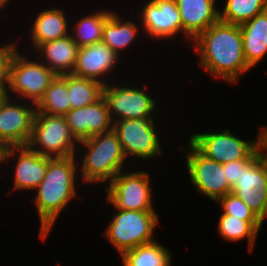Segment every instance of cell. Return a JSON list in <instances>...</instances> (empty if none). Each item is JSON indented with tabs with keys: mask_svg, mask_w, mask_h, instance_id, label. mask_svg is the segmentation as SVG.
<instances>
[{
	"mask_svg": "<svg viewBox=\"0 0 267 266\" xmlns=\"http://www.w3.org/2000/svg\"><path fill=\"white\" fill-rule=\"evenodd\" d=\"M192 42L200 53V65L214 78L237 83L241 74L251 70L245 60L239 25L219 20Z\"/></svg>",
	"mask_w": 267,
	"mask_h": 266,
	"instance_id": "6da1fadb",
	"label": "cell"
},
{
	"mask_svg": "<svg viewBox=\"0 0 267 266\" xmlns=\"http://www.w3.org/2000/svg\"><path fill=\"white\" fill-rule=\"evenodd\" d=\"M75 156L66 158L47 157V171L35 189V205L40 219V237L45 241L58 215L76 194Z\"/></svg>",
	"mask_w": 267,
	"mask_h": 266,
	"instance_id": "7a4b0ae2",
	"label": "cell"
},
{
	"mask_svg": "<svg viewBox=\"0 0 267 266\" xmlns=\"http://www.w3.org/2000/svg\"><path fill=\"white\" fill-rule=\"evenodd\" d=\"M78 144L87 150L81 163L83 182L110 183L118 173L124 171L126 157L113 130L93 135Z\"/></svg>",
	"mask_w": 267,
	"mask_h": 266,
	"instance_id": "3957f363",
	"label": "cell"
},
{
	"mask_svg": "<svg viewBox=\"0 0 267 266\" xmlns=\"http://www.w3.org/2000/svg\"><path fill=\"white\" fill-rule=\"evenodd\" d=\"M104 235L122 256L140 245L155 242L154 229L159 223L155 210H118Z\"/></svg>",
	"mask_w": 267,
	"mask_h": 266,
	"instance_id": "277c9868",
	"label": "cell"
},
{
	"mask_svg": "<svg viewBox=\"0 0 267 266\" xmlns=\"http://www.w3.org/2000/svg\"><path fill=\"white\" fill-rule=\"evenodd\" d=\"M78 141L71 134L64 116L35 113L27 146L49 158L75 156Z\"/></svg>",
	"mask_w": 267,
	"mask_h": 266,
	"instance_id": "5b68a950",
	"label": "cell"
},
{
	"mask_svg": "<svg viewBox=\"0 0 267 266\" xmlns=\"http://www.w3.org/2000/svg\"><path fill=\"white\" fill-rule=\"evenodd\" d=\"M152 116L138 119H123L113 123L125 157L134 156L141 159H153L161 155V143Z\"/></svg>",
	"mask_w": 267,
	"mask_h": 266,
	"instance_id": "8992f818",
	"label": "cell"
},
{
	"mask_svg": "<svg viewBox=\"0 0 267 266\" xmlns=\"http://www.w3.org/2000/svg\"><path fill=\"white\" fill-rule=\"evenodd\" d=\"M118 173L106 186L107 201L118 210H154L148 172Z\"/></svg>",
	"mask_w": 267,
	"mask_h": 266,
	"instance_id": "52a82bcc",
	"label": "cell"
},
{
	"mask_svg": "<svg viewBox=\"0 0 267 266\" xmlns=\"http://www.w3.org/2000/svg\"><path fill=\"white\" fill-rule=\"evenodd\" d=\"M57 75L40 61L28 60L17 52L10 67V90L18 97L28 99L32 104H37L43 97L51 82Z\"/></svg>",
	"mask_w": 267,
	"mask_h": 266,
	"instance_id": "ba28073f",
	"label": "cell"
},
{
	"mask_svg": "<svg viewBox=\"0 0 267 266\" xmlns=\"http://www.w3.org/2000/svg\"><path fill=\"white\" fill-rule=\"evenodd\" d=\"M257 141H244L227 128L219 133H196L189 141L206 157L221 164L248 159L261 145V128Z\"/></svg>",
	"mask_w": 267,
	"mask_h": 266,
	"instance_id": "9c48e42d",
	"label": "cell"
},
{
	"mask_svg": "<svg viewBox=\"0 0 267 266\" xmlns=\"http://www.w3.org/2000/svg\"><path fill=\"white\" fill-rule=\"evenodd\" d=\"M186 164L192 184L198 192L213 201L231 193L223 164L203 155L189 140Z\"/></svg>",
	"mask_w": 267,
	"mask_h": 266,
	"instance_id": "30bf717a",
	"label": "cell"
},
{
	"mask_svg": "<svg viewBox=\"0 0 267 266\" xmlns=\"http://www.w3.org/2000/svg\"><path fill=\"white\" fill-rule=\"evenodd\" d=\"M110 116L113 121L123 119H138L151 116L155 112L156 102L143 88L114 86L106 84L103 89ZM116 119V120H115Z\"/></svg>",
	"mask_w": 267,
	"mask_h": 266,
	"instance_id": "8fae6325",
	"label": "cell"
},
{
	"mask_svg": "<svg viewBox=\"0 0 267 266\" xmlns=\"http://www.w3.org/2000/svg\"><path fill=\"white\" fill-rule=\"evenodd\" d=\"M231 193L240 198L260 218L267 200V155L262 150L245 168L231 188Z\"/></svg>",
	"mask_w": 267,
	"mask_h": 266,
	"instance_id": "7c38bea8",
	"label": "cell"
},
{
	"mask_svg": "<svg viewBox=\"0 0 267 266\" xmlns=\"http://www.w3.org/2000/svg\"><path fill=\"white\" fill-rule=\"evenodd\" d=\"M7 96L0 105V146H27L36 113L35 104L13 103Z\"/></svg>",
	"mask_w": 267,
	"mask_h": 266,
	"instance_id": "4fadbf2b",
	"label": "cell"
},
{
	"mask_svg": "<svg viewBox=\"0 0 267 266\" xmlns=\"http://www.w3.org/2000/svg\"><path fill=\"white\" fill-rule=\"evenodd\" d=\"M142 8L139 13L142 21L140 23L150 38L170 39L182 32L176 0H149Z\"/></svg>",
	"mask_w": 267,
	"mask_h": 266,
	"instance_id": "5bb4252c",
	"label": "cell"
},
{
	"mask_svg": "<svg viewBox=\"0 0 267 266\" xmlns=\"http://www.w3.org/2000/svg\"><path fill=\"white\" fill-rule=\"evenodd\" d=\"M64 117L78 142L113 130V121L103 96L85 107L70 109Z\"/></svg>",
	"mask_w": 267,
	"mask_h": 266,
	"instance_id": "9a60e30c",
	"label": "cell"
},
{
	"mask_svg": "<svg viewBox=\"0 0 267 266\" xmlns=\"http://www.w3.org/2000/svg\"><path fill=\"white\" fill-rule=\"evenodd\" d=\"M19 153V154H17ZM19 155L15 163L14 189H36L42 182L47 171V157L31 150L28 146H9L3 148L2 164Z\"/></svg>",
	"mask_w": 267,
	"mask_h": 266,
	"instance_id": "2e32d148",
	"label": "cell"
},
{
	"mask_svg": "<svg viewBox=\"0 0 267 266\" xmlns=\"http://www.w3.org/2000/svg\"><path fill=\"white\" fill-rule=\"evenodd\" d=\"M119 57L103 42L81 47L78 50L72 74L81 78L93 79L106 85L108 83L103 76L108 75L107 73L115 68Z\"/></svg>",
	"mask_w": 267,
	"mask_h": 266,
	"instance_id": "e0dca14e",
	"label": "cell"
},
{
	"mask_svg": "<svg viewBox=\"0 0 267 266\" xmlns=\"http://www.w3.org/2000/svg\"><path fill=\"white\" fill-rule=\"evenodd\" d=\"M217 0H176L182 22V32L193 41L200 33L220 20Z\"/></svg>",
	"mask_w": 267,
	"mask_h": 266,
	"instance_id": "ac0fdd59",
	"label": "cell"
},
{
	"mask_svg": "<svg viewBox=\"0 0 267 266\" xmlns=\"http://www.w3.org/2000/svg\"><path fill=\"white\" fill-rule=\"evenodd\" d=\"M79 46L73 40L72 36H68L49 41L39 45L36 52L46 60L45 64L56 75L72 74L77 60Z\"/></svg>",
	"mask_w": 267,
	"mask_h": 266,
	"instance_id": "d6986e66",
	"label": "cell"
},
{
	"mask_svg": "<svg viewBox=\"0 0 267 266\" xmlns=\"http://www.w3.org/2000/svg\"><path fill=\"white\" fill-rule=\"evenodd\" d=\"M239 26L245 60L252 69L267 54V10Z\"/></svg>",
	"mask_w": 267,
	"mask_h": 266,
	"instance_id": "ffe728a7",
	"label": "cell"
},
{
	"mask_svg": "<svg viewBox=\"0 0 267 266\" xmlns=\"http://www.w3.org/2000/svg\"><path fill=\"white\" fill-rule=\"evenodd\" d=\"M67 18L62 9L49 8L39 12L31 27L30 39L33 48L36 49L43 43L68 36L71 31H69L70 23H67Z\"/></svg>",
	"mask_w": 267,
	"mask_h": 266,
	"instance_id": "44dd1931",
	"label": "cell"
},
{
	"mask_svg": "<svg viewBox=\"0 0 267 266\" xmlns=\"http://www.w3.org/2000/svg\"><path fill=\"white\" fill-rule=\"evenodd\" d=\"M139 28L131 21H125L111 11L109 19L103 27L102 42L112 49L118 56L121 51L135 42Z\"/></svg>",
	"mask_w": 267,
	"mask_h": 266,
	"instance_id": "7402d4cb",
	"label": "cell"
},
{
	"mask_svg": "<svg viewBox=\"0 0 267 266\" xmlns=\"http://www.w3.org/2000/svg\"><path fill=\"white\" fill-rule=\"evenodd\" d=\"M68 101L67 74L57 75L35 105L36 113L65 116L71 109Z\"/></svg>",
	"mask_w": 267,
	"mask_h": 266,
	"instance_id": "603a6c76",
	"label": "cell"
},
{
	"mask_svg": "<svg viewBox=\"0 0 267 266\" xmlns=\"http://www.w3.org/2000/svg\"><path fill=\"white\" fill-rule=\"evenodd\" d=\"M260 220H241L233 215L222 213L218 223V231L221 237L235 242L248 239V250L252 251L261 229Z\"/></svg>",
	"mask_w": 267,
	"mask_h": 266,
	"instance_id": "cb8c5ba5",
	"label": "cell"
},
{
	"mask_svg": "<svg viewBox=\"0 0 267 266\" xmlns=\"http://www.w3.org/2000/svg\"><path fill=\"white\" fill-rule=\"evenodd\" d=\"M123 266H171V254L158 242L137 246L122 256Z\"/></svg>",
	"mask_w": 267,
	"mask_h": 266,
	"instance_id": "d4e9b609",
	"label": "cell"
},
{
	"mask_svg": "<svg viewBox=\"0 0 267 266\" xmlns=\"http://www.w3.org/2000/svg\"><path fill=\"white\" fill-rule=\"evenodd\" d=\"M104 85L99 81L67 74V90L71 109L85 107L103 96Z\"/></svg>",
	"mask_w": 267,
	"mask_h": 266,
	"instance_id": "484cf974",
	"label": "cell"
},
{
	"mask_svg": "<svg viewBox=\"0 0 267 266\" xmlns=\"http://www.w3.org/2000/svg\"><path fill=\"white\" fill-rule=\"evenodd\" d=\"M91 14L81 18L73 29L74 33L70 34L79 48L102 42L103 27L111 12L106 9Z\"/></svg>",
	"mask_w": 267,
	"mask_h": 266,
	"instance_id": "4316f807",
	"label": "cell"
},
{
	"mask_svg": "<svg viewBox=\"0 0 267 266\" xmlns=\"http://www.w3.org/2000/svg\"><path fill=\"white\" fill-rule=\"evenodd\" d=\"M220 21L241 25L267 10V0H227Z\"/></svg>",
	"mask_w": 267,
	"mask_h": 266,
	"instance_id": "83f0119b",
	"label": "cell"
},
{
	"mask_svg": "<svg viewBox=\"0 0 267 266\" xmlns=\"http://www.w3.org/2000/svg\"><path fill=\"white\" fill-rule=\"evenodd\" d=\"M223 207V213L236 216L241 220H260L257 215L237 196L228 193L217 200Z\"/></svg>",
	"mask_w": 267,
	"mask_h": 266,
	"instance_id": "f1b7e54d",
	"label": "cell"
},
{
	"mask_svg": "<svg viewBox=\"0 0 267 266\" xmlns=\"http://www.w3.org/2000/svg\"><path fill=\"white\" fill-rule=\"evenodd\" d=\"M18 52L17 44L12 42L0 47V92L8 93L10 84V67L15 54ZM7 86V87H6Z\"/></svg>",
	"mask_w": 267,
	"mask_h": 266,
	"instance_id": "f546056e",
	"label": "cell"
},
{
	"mask_svg": "<svg viewBox=\"0 0 267 266\" xmlns=\"http://www.w3.org/2000/svg\"><path fill=\"white\" fill-rule=\"evenodd\" d=\"M262 150L263 146L261 145L248 159H242L223 164V170H225L226 181L231 188L240 178L241 168H245Z\"/></svg>",
	"mask_w": 267,
	"mask_h": 266,
	"instance_id": "4dcf8cb0",
	"label": "cell"
},
{
	"mask_svg": "<svg viewBox=\"0 0 267 266\" xmlns=\"http://www.w3.org/2000/svg\"><path fill=\"white\" fill-rule=\"evenodd\" d=\"M261 143L263 146V150L267 155V125L261 127Z\"/></svg>",
	"mask_w": 267,
	"mask_h": 266,
	"instance_id": "1f68e13d",
	"label": "cell"
},
{
	"mask_svg": "<svg viewBox=\"0 0 267 266\" xmlns=\"http://www.w3.org/2000/svg\"><path fill=\"white\" fill-rule=\"evenodd\" d=\"M259 219H260V223H261V226H262L263 225V221L265 219H267V200H266V204H265L263 215Z\"/></svg>",
	"mask_w": 267,
	"mask_h": 266,
	"instance_id": "d6a6232c",
	"label": "cell"
},
{
	"mask_svg": "<svg viewBox=\"0 0 267 266\" xmlns=\"http://www.w3.org/2000/svg\"><path fill=\"white\" fill-rule=\"evenodd\" d=\"M7 96H8L7 93H1V92H0V105H1V103L3 102V100H4Z\"/></svg>",
	"mask_w": 267,
	"mask_h": 266,
	"instance_id": "836d02e7",
	"label": "cell"
},
{
	"mask_svg": "<svg viewBox=\"0 0 267 266\" xmlns=\"http://www.w3.org/2000/svg\"><path fill=\"white\" fill-rule=\"evenodd\" d=\"M10 0H0V9L4 7Z\"/></svg>",
	"mask_w": 267,
	"mask_h": 266,
	"instance_id": "e575fe53",
	"label": "cell"
},
{
	"mask_svg": "<svg viewBox=\"0 0 267 266\" xmlns=\"http://www.w3.org/2000/svg\"><path fill=\"white\" fill-rule=\"evenodd\" d=\"M2 151H3V147L0 146V164L2 163Z\"/></svg>",
	"mask_w": 267,
	"mask_h": 266,
	"instance_id": "d590c367",
	"label": "cell"
}]
</instances>
